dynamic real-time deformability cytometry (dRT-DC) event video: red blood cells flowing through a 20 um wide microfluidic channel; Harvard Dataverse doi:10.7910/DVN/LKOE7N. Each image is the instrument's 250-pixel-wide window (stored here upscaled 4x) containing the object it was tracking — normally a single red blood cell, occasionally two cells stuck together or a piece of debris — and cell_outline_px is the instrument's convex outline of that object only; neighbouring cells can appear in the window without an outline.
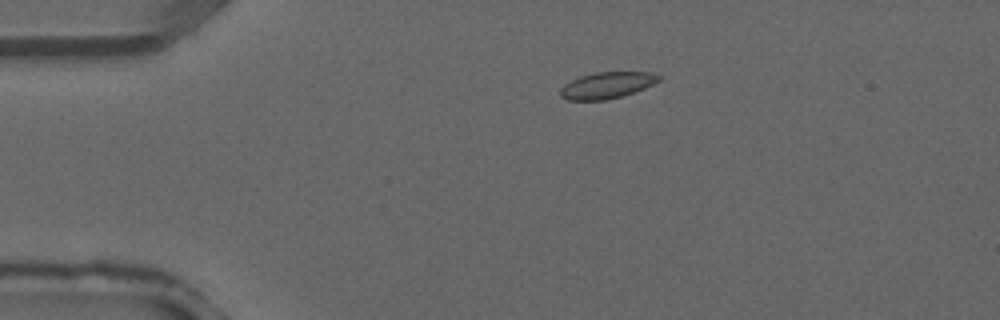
{"species": "common noctule bat (a hibernating species)", "species_latin": "Nyctalus noctula", "temperature_condition": "warm", "stored_images_in_passage": 23, "camera_frame_rate_fps": 3000, "um_per_image_px": 0.085, "animal": {"sex": "male", "forearm_length_mm": 52.5}, "frame": {"image": 1, "passage_image": 1, "time_ms": 0.0, "image_size_px": [1000, 320], "cell_outline_px": [[660, 80], [644, 88], [620, 96], [604, 100], [568, 100], [560, 96], [560, 88], [564, 84], [580, 76], [596, 72], [652, 72], [660, 76]], "centroid_in_image_um": [51.56, 7.24], "position_along_channel_um": 33.4, "area_um2": 14.97}}
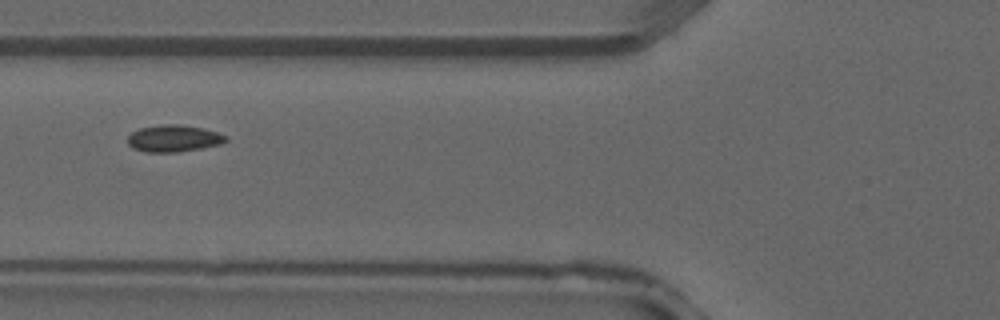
{"frame": {"image": 2, "passage_image": 8, "time_ms": 2.333, "image_size_px": [1000, 320], "cell_outline_px": [[228, 140], [220, 144], [200, 148], [176, 152], [144, 152], [132, 148], [128, 144], [128, 136], [132, 132], [140, 128], [164, 124], [180, 124], [204, 128], [228, 136]], "centroid_in_image_um": [14.76, 11.76], "position_along_channel_um": 111.0, "area_um2": 15.37}}
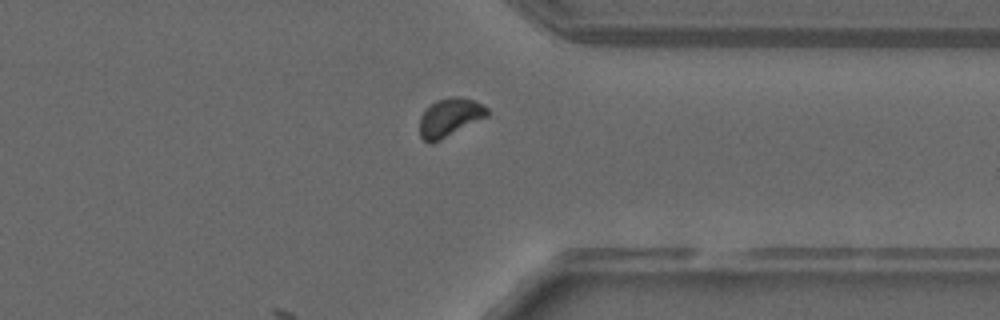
{"frame": {"image": 3, "passage_image": 23, "time_ms": 7.333, "image_size_px": [1000, 320], "cell_outline_px": [[488, 116], [432, 144], [428, 144], [420, 136], [420, 116], [436, 100], [452, 96], [460, 96], [484, 104], [488, 108]], "centroid_in_image_um": [38.24, 9.98], "position_along_channel_um": 373.2, "area_um2": 15.09}}